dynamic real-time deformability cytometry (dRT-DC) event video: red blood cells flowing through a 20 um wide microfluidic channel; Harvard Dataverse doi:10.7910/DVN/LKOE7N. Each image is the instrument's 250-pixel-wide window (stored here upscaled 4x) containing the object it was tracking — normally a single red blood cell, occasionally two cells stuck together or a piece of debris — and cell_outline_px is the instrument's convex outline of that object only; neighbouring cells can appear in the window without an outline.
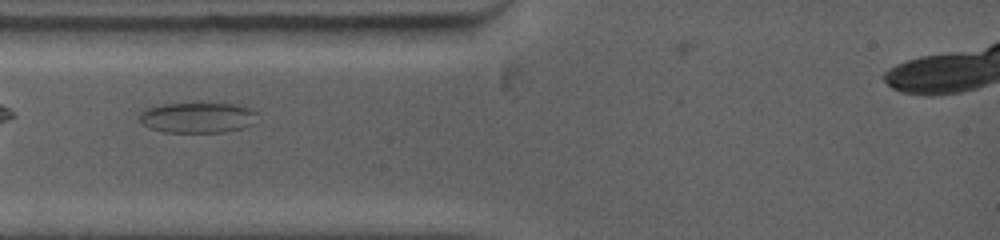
{"species": "common noctule bat (a hibernating species)", "species_latin": "Nyctalus noctula", "temperature_condition": "warm", "stored_images_in_passage": 8, "camera_frame_rate_fps": 5000, "um_per_image_px": 0.085, "animal": {"sex": "female", "body_mass_g": 19.0, "forearm_length_mm": 53.3}, "frame": {"image": 1, "passage_image": 2, "time_ms": 1.2, "image_size_px": [1000, 240], "cell_outline_px": [[256, 124], [244, 128], [224, 132], [164, 132], [148, 128], [140, 120], [140, 112], [144, 108], [164, 104], [236, 104], [252, 108], [256, 112]], "centroid_in_image_um": [16.83, 10.0], "position_along_channel_um": 68.2, "area_um2": 21.1}}
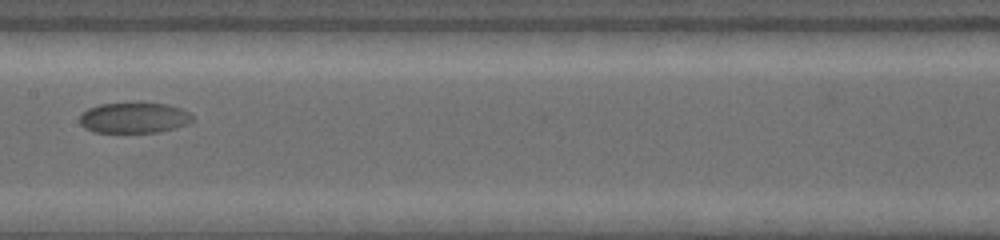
{"frame": {"image": 2, "passage_image": 5, "time_ms": 4.8, "image_size_px": [1000, 240], "cell_outline_px": [[192, 120], [188, 124], [160, 132], [92, 132], [84, 128], [80, 124], [80, 116], [88, 108], [100, 104], [168, 104], [180, 108], [188, 112], [192, 116]], "centroid_in_image_um": [11.38, 10.03], "position_along_channel_um": 196.0, "area_um2": 19.83}}
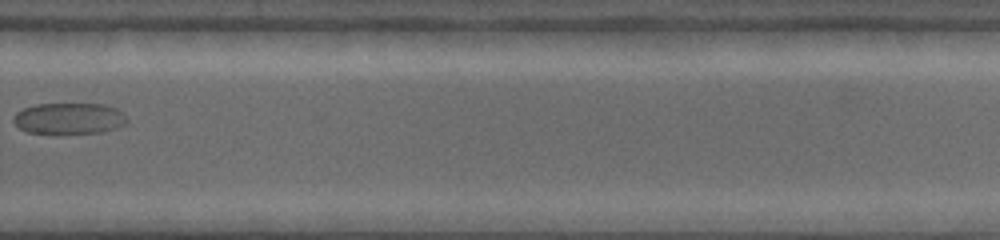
{"frame": {"image": 3, "passage_image": 8, "time_ms": 8.4, "image_size_px": [1000, 240], "cell_outline_px": [[128, 120], [124, 124], [100, 132], [28, 132], [20, 128], [12, 120], [16, 112], [24, 108], [36, 104], [104, 104], [116, 108]], "centroid_in_image_um": [5.84, 10.04], "position_along_channel_um": 324.0, "area_um2": 20.0}}